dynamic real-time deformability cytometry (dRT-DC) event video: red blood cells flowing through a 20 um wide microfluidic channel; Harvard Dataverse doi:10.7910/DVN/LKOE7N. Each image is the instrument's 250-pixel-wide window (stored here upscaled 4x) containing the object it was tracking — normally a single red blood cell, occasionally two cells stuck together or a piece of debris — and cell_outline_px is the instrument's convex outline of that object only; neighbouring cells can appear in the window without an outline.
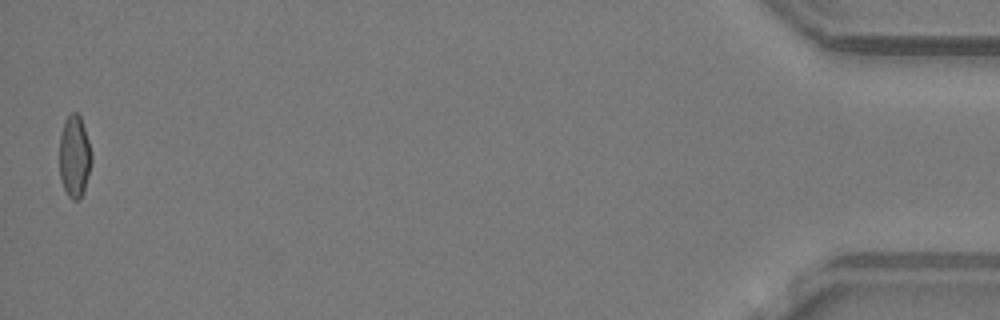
{"species": "common noctule bat (a hibernating species)", "species_latin": "Nyctalus noctula", "temperature_condition": "warm", "stored_images_in_passage": 37, "camera_frame_rate_fps": 3000, "um_per_image_px": 0.085, "animal": {"sex": "male", "body_mass_g": 19.2, "forearm_length_mm": 51.8}, "frame": {"image": 1, "passage_image": 37, "time_ms": 12.0, "image_size_px": [1000, 320], "cell_outline_px": [[92, 160], [84, 192], [80, 200], [72, 200], [68, 196], [60, 180], [60, 136], [64, 120], [72, 112], [76, 112], [80, 116], [92, 152]], "centroid_in_image_um": [6.33, 13.32], "position_along_channel_um": 428.9, "area_um2": 15.43}, "authors_computed_cell_mechanics": {"area_um2": 15.7216, "velocity_mm_per_s": 4.2411, "shape_relaxation_time_tau1_ms": 8.7903, "shape_relaxation_time_tau2_ms": 0.6663, "deformation_change_tau1": 0.1896, "deformation_change_tau2": 0.0536}}